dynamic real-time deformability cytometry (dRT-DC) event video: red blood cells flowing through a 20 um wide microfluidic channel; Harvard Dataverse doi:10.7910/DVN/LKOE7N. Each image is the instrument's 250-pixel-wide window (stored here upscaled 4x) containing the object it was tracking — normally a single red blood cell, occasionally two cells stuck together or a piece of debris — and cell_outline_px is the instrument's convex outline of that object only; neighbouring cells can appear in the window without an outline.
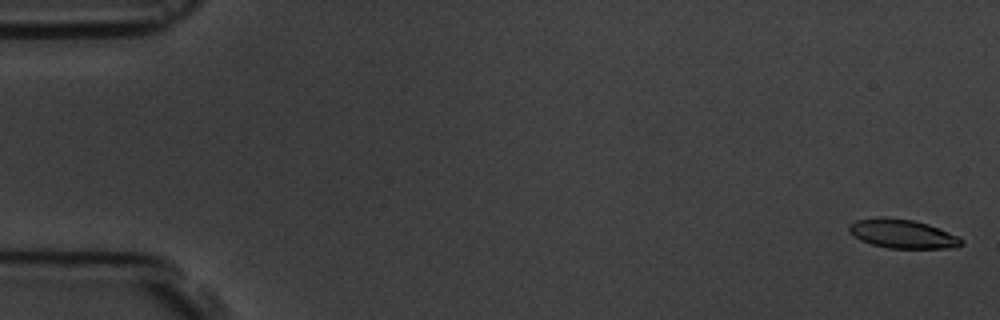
{"species": "common noctule bat (a hibernating species)", "species_latin": "Nyctalus noctula", "temperature_condition": "room temperature", "stored_images_in_passage": 10, "camera_frame_rate_fps": 3000, "um_per_image_px": 0.085, "animal": {"sex": "male", "body_mass_g": 19.5, "forearm_length_mm": 54.6}, "frame": {"image": 1, "passage_image": 1, "time_ms": 0.0, "image_size_px": [1000, 320], "cell_outline_px": [[964, 244], [956, 248], [888, 248], [872, 244], [860, 240], [848, 232], [848, 224], [856, 220], [884, 216], [912, 220], [928, 224], [956, 236], [964, 240]], "centroid_in_image_um": [76.68, 19.87], "position_along_channel_um": 8.3, "area_um2": 18.96}}
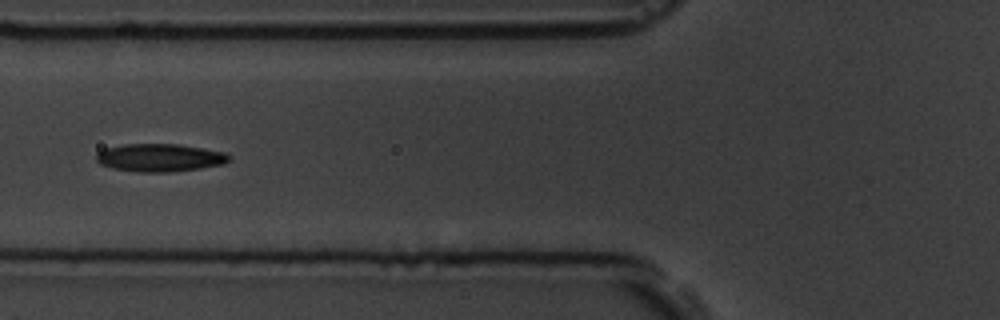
{"frame": {"image": 2, "passage_image": 7, "time_ms": 7.0, "image_size_px": [1000, 320], "cell_outline_px": [[232, 156], [224, 164], [200, 168], [168, 172], [136, 172], [112, 168], [100, 164], [96, 160], [96, 156], [104, 148], [124, 144], [176, 144], [224, 152]], "centroid_in_image_um": [13.56, 13.41], "position_along_channel_um": 112.2, "area_um2": 21.44}}
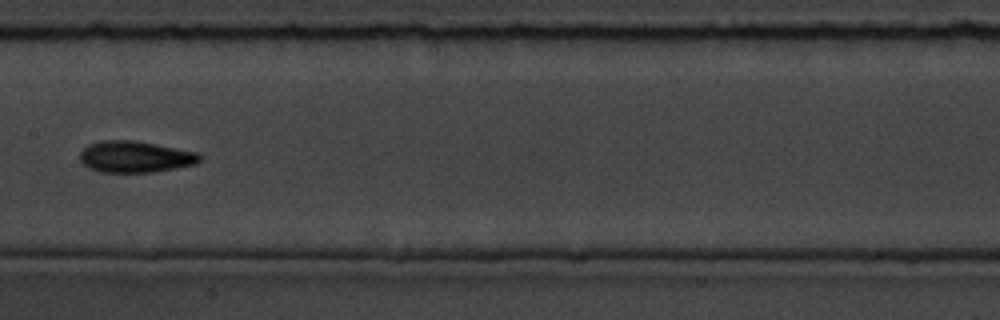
{"frame": {"image": 3, "passage_image": 9, "time_ms": 9.333, "image_size_px": [1000, 320], "cell_outline_px": [[200, 160], [196, 164], [176, 168], [152, 172], [100, 172], [88, 168], [80, 160], [80, 152], [88, 144], [100, 140], [132, 140], [196, 152], [200, 156]], "centroid_in_image_um": [11.44, 13.33], "position_along_channel_um": 196.0, "area_um2": 21.79}}